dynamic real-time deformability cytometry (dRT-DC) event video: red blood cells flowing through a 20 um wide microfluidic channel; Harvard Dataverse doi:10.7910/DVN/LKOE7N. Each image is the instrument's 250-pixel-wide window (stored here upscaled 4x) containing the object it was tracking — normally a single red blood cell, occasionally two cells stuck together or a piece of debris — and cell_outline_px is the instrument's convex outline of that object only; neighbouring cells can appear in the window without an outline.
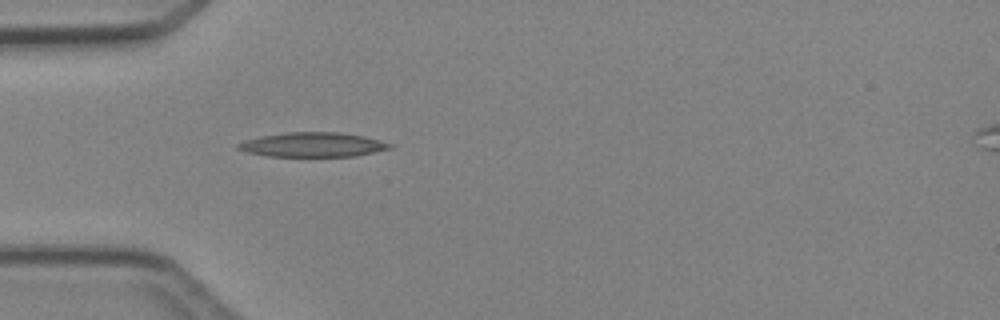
{"species": "Egyptian fruit bat (a non-hibernating species)", "species_latin": "Rousettus aegyptiacus", "temperature_condition": "cold", "stored_images_in_passage": 4, "camera_frame_rate_fps": 3000, "um_per_image_px": 0.085, "animal": {"sex": "female"}, "frame": {"image": 1, "passage_image": 4, "time_ms": 3.667, "image_size_px": [1000, 320], "cell_outline_px": [[392, 148], [356, 156], [268, 156], [248, 152], [236, 148], [236, 144], [260, 136], [288, 132], [340, 132], [364, 136], [380, 140], [392, 144]], "centroid_in_image_um": [26.61, 12.29], "position_along_channel_um": 58.4, "area_um2": 21.5}}